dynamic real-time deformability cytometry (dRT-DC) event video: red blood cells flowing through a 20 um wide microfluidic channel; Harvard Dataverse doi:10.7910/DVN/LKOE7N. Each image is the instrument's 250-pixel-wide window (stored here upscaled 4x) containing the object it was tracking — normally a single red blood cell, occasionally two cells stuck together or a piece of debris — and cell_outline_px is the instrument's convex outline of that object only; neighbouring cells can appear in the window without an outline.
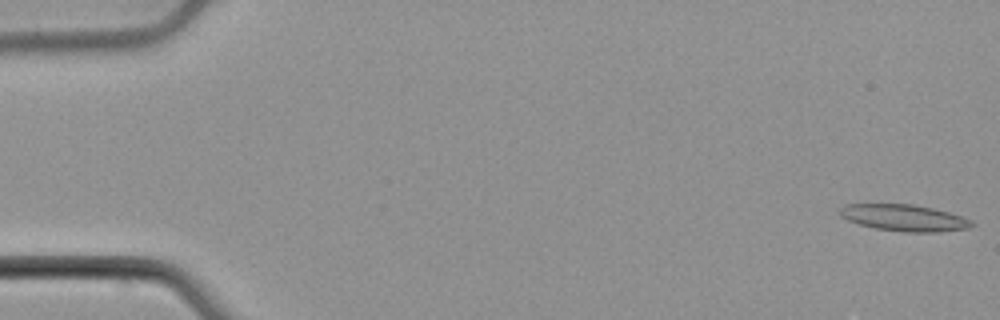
{"species": "common noctule bat (a hibernating species)", "species_latin": "Nyctalus noctula", "temperature_condition": "cold", "stored_images_in_passage": 17, "camera_frame_rate_fps": 3000, "um_per_image_px": 0.085, "animal": {"sex": "male", "body_mass_g": 21.5, "forearm_length_mm": 52.0}, "frame": {"image": 1, "passage_image": 1, "time_ms": 0.0, "image_size_px": [1000, 320], "cell_outline_px": [[976, 224], [968, 228], [936, 232], [904, 232], [876, 228], [860, 224], [848, 220], [840, 216], [840, 208], [848, 204], [912, 204], [932, 208], [948, 212], [972, 220]], "centroid_in_image_um": [76.87, 18.51], "position_along_channel_um": 8.1, "area_um2": 20.23}}
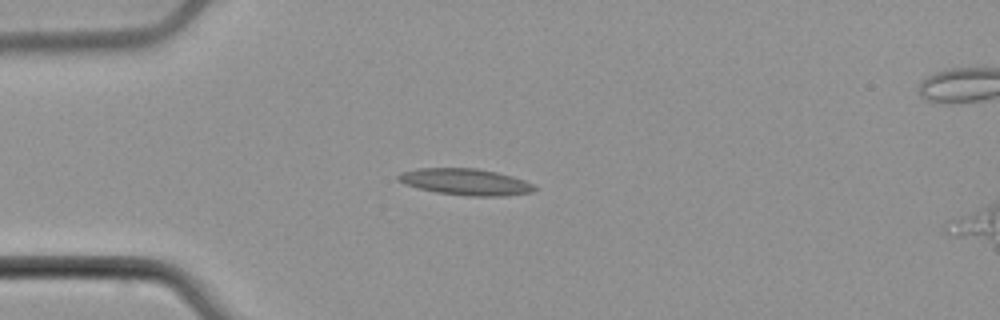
{"frame": {"image": 2, "passage_image": 15, "time_ms": 4.667, "image_size_px": [1000, 320], "cell_outline_px": [[536, 192], [504, 196], [468, 196], [436, 192], [404, 184], [396, 180], [396, 176], [400, 172], [416, 168], [476, 168], [496, 172], [512, 176], [524, 180], [532, 184], [536, 188]], "centroid_in_image_um": [39.55, 15.46], "position_along_channel_um": 45.4, "area_um2": 21.15}}